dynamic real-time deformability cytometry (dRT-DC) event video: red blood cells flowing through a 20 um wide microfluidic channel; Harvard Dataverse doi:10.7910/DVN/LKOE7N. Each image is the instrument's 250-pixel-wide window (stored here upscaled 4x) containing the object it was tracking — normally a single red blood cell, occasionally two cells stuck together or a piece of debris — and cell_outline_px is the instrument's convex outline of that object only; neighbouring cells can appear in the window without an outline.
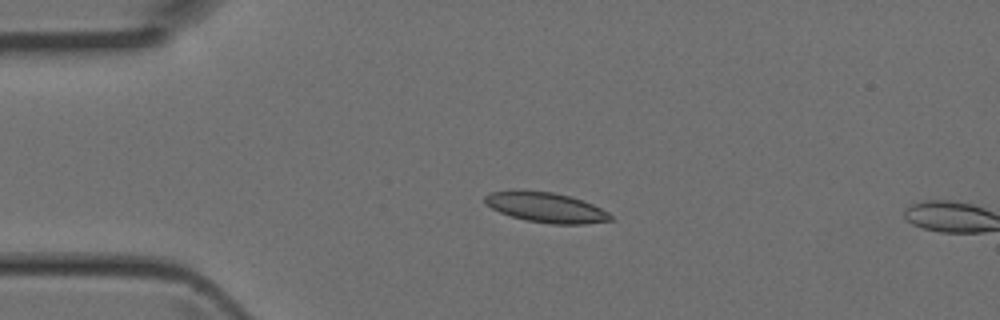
{"species": "Egyptian fruit bat (a non-hibernating species)", "species_latin": "Rousettus aegyptiacus", "temperature_condition": "room temperature", "stored_images_in_passage": 4, "camera_frame_rate_fps": 3000, "um_per_image_px": 0.085, "animal": {"sex": "female"}, "frame": {"image": 1, "passage_image": 3, "time_ms": 0.667, "image_size_px": [1000, 320], "cell_outline_px": [[612, 220], [584, 224], [552, 224], [528, 220], [512, 216], [500, 212], [484, 204], [484, 196], [492, 192], [552, 192], [568, 196], [592, 204], [608, 212], [612, 216]], "centroid_in_image_um": [46.43, 17.66], "position_along_channel_um": 38.6, "area_um2": 21.21}}